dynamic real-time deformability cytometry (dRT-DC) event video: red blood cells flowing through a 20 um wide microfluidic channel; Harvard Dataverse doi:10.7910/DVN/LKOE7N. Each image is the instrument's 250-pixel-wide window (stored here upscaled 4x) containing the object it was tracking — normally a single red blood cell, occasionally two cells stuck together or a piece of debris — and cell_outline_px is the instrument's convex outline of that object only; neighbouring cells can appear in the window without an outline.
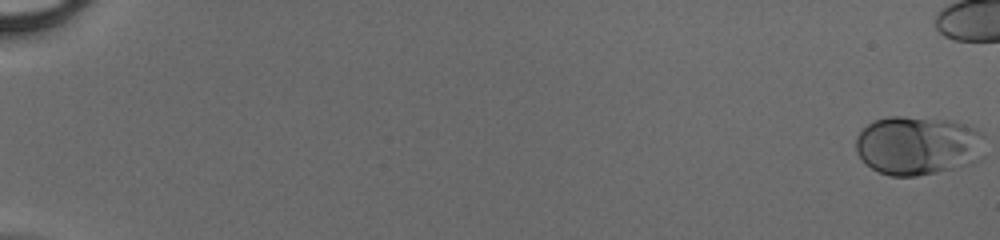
{"species": "human", "species_latin": "Homo sapiens", "temperature_condition": "cold", "stored_images_in_passage": 45, "camera_frame_rate_fps": 3000, "um_per_image_px": 0.085, "donor": {"sex": "male"}, "frame": {"image": 1, "passage_image": 1, "time_ms": 0.0, "image_size_px": [1000, 240], "cell_outline_px": [[984, 156], [980, 160], [972, 164], [936, 172], [916, 176], [888, 176], [872, 168], [856, 152], [856, 136], [868, 124], [876, 120], [888, 116], [904, 116], [952, 120], [976, 128], [984, 132]], "centroid_in_image_um": [78.09, 12.36], "position_along_channel_um": 6.9, "area_um2": 44.85}}
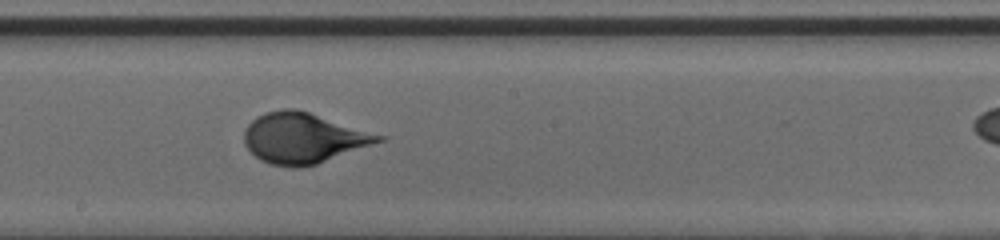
{"frame": {"image": 2, "passage_image": 31, "time_ms": 10.0, "image_size_px": [1000, 240], "cell_outline_px": [[388, 136], [384, 140], [316, 164], [296, 168], [292, 168], [272, 164], [260, 160], [244, 144], [244, 128], [256, 116], [264, 112], [280, 108], [296, 108]], "centroid_in_image_um": [25.77, 11.71], "position_along_channel_um": 222.4, "area_um2": 39.65}}
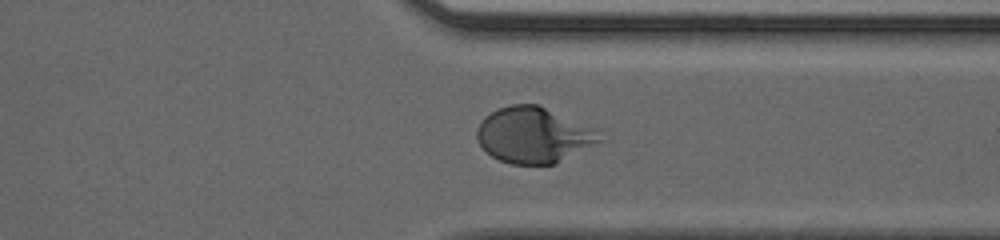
{"frame": {"image": 3, "passage_image": 41, "time_ms": 13.333, "image_size_px": [1000, 240], "cell_outline_px": [[604, 140], [556, 164], [512, 164], [500, 160], [492, 156], [480, 144], [476, 136], [476, 132], [484, 116], [500, 108], [512, 104], [536, 104], [588, 128]], "centroid_in_image_um": [45.28, 11.51], "position_along_channel_um": 366.1, "area_um2": 38.67}}